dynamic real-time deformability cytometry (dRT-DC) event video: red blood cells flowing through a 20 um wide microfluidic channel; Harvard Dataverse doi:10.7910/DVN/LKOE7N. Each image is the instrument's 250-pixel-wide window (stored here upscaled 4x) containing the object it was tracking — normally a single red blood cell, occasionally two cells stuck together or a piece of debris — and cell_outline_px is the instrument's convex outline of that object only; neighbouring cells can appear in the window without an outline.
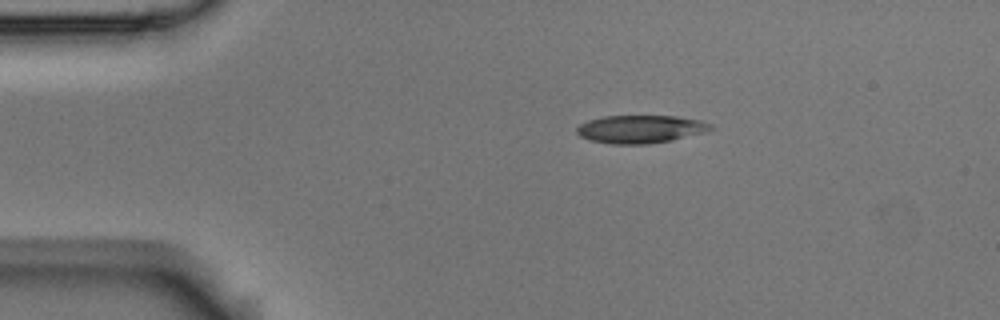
{"species": "Egyptian fruit bat (a non-hibernating species)", "species_latin": "Rousettus aegyptiacus", "temperature_condition": "room temperature", "stored_images_in_passage": 46, "camera_frame_rate_fps": 3000, "um_per_image_px": 0.085, "animal": {"sex": "male"}, "frame": {"image": 1, "passage_image": 1, "time_ms": 0.0, "image_size_px": [1000, 320], "cell_outline_px": [[716, 128], [708, 132], [672, 140], [648, 144], [612, 144], [588, 140], [580, 136], [576, 132], [576, 128], [580, 124], [588, 120], [604, 116], [676, 116], [700, 120], [712, 124]], "centroid_in_image_um": [54.48, 10.98], "position_along_channel_um": 30.5, "area_um2": 22.08}}
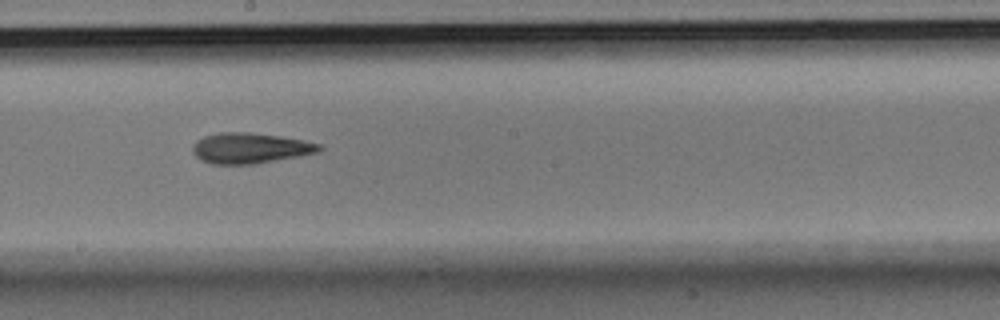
{"frame": {"image": 2, "passage_image": 21, "time_ms": 6.667, "image_size_px": [1000, 320], "cell_outline_px": [[324, 148], [316, 152], [300, 156], [256, 164], [212, 164], [200, 160], [192, 152], [192, 144], [196, 140], [204, 136], [220, 132], [248, 132], [280, 136], [304, 140], [320, 144]], "centroid_in_image_um": [21.23, 12.59], "position_along_channel_um": 227.0, "area_um2": 22.72}}
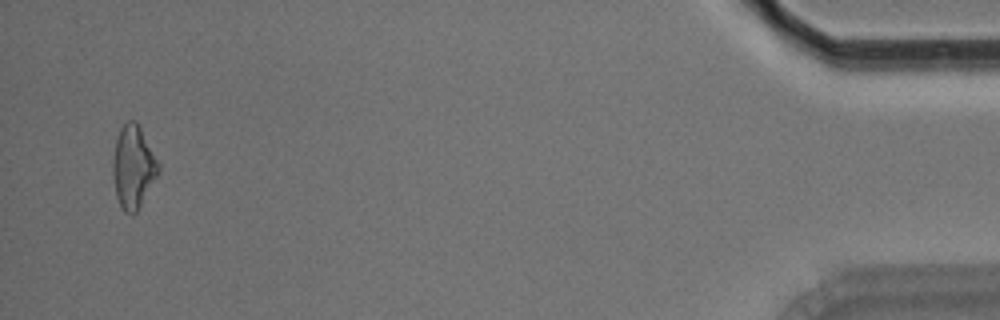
{"frame": {"image": 3, "passage_image": 44, "time_ms": 14.333, "image_size_px": [1000, 320], "cell_outline_px": [[160, 168], [156, 176], [136, 212], [132, 216], [124, 212], [120, 208], [116, 196], [112, 176], [112, 160], [116, 140], [120, 128], [128, 120], [136, 120], [160, 164]], "centroid_in_image_um": [11.29, 14.2], "position_along_channel_um": 423.9, "area_um2": 21.91}, "authors_computed_cell_mechanics": {"area_um2": 21.8773, "velocity_mm_per_s": 3.6564, "shape_relaxation_time_tau1_ms": null, "shape_relaxation_time_tau2_ms": 7.4079, "deformation_change_tau1": null, "deformation_change_tau2": 0.2041}}